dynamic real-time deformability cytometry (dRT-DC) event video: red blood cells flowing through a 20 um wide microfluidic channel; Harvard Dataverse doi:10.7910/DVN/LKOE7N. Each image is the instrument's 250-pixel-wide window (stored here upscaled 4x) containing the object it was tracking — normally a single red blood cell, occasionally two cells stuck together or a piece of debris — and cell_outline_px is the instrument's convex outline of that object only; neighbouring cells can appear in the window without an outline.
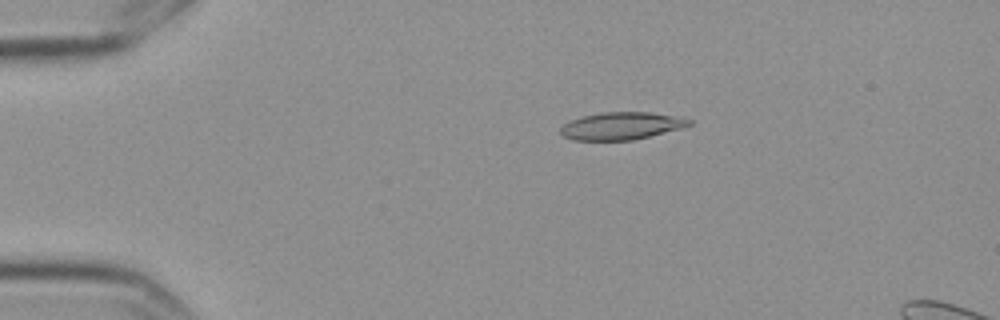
{"species": "Egyptian fruit bat (a non-hibernating species)", "species_latin": "Rousettus aegyptiacus", "temperature_condition": "cold", "stored_images_in_passage": 4, "camera_frame_rate_fps": 3000, "um_per_image_px": 0.085, "frame": {"image": 1, "passage_image": 1, "time_ms": 0.0, "image_size_px": [1000, 320], "cell_outline_px": [[692, 124], [680, 128], [632, 140], [572, 140], [564, 136], [560, 132], [560, 128], [568, 120], [580, 116], [600, 112], [648, 112], [672, 116], [692, 120]], "centroid_in_image_um": [52.73, 10.69], "position_along_channel_um": 32.3, "area_um2": 20.4}}
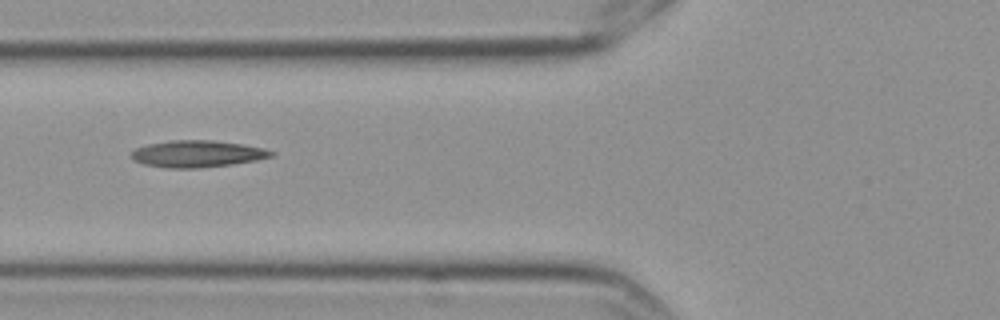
{"frame": {"image": 2, "passage_image": 4, "time_ms": 1.0, "image_size_px": [1000, 320], "cell_outline_px": [[276, 156], [256, 160], [232, 164], [200, 168], [168, 168], [144, 164], [132, 160], [132, 152], [136, 148], [148, 144], [172, 140], [212, 140], [240, 144], [264, 148], [276, 152]], "centroid_in_image_um": [16.8, 13.08], "position_along_channel_um": 109.0, "area_um2": 21.85}}